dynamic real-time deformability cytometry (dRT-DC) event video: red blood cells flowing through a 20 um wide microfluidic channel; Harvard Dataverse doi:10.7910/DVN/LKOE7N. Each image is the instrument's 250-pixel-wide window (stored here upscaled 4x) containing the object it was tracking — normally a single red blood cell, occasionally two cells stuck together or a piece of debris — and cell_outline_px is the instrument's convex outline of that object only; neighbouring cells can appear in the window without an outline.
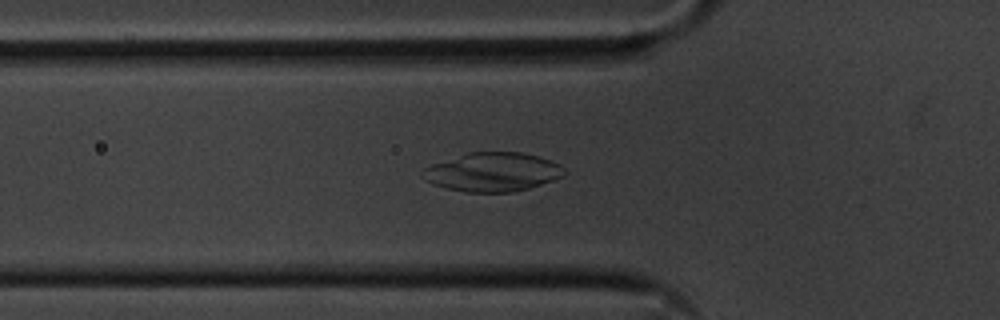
{"species": "common noctule bat (a hibernating species)", "species_latin": "Nyctalus noctula", "temperature_condition": "cold", "stored_images_in_passage": 48, "camera_frame_rate_fps": 3000, "um_per_image_px": 0.085, "animal": {"sex": "male", "body_mass_g": 20.1, "forearm_length_mm": 53.5}, "frame": {"image": 1, "passage_image": 18, "time_ms": 5.667, "image_size_px": [1000, 320], "cell_outline_px": [[568, 172], [564, 176], [528, 188], [512, 192], [464, 192], [432, 184], [424, 180], [420, 176], [420, 172], [424, 168], [432, 164], [468, 152], [520, 152], [540, 156], [552, 160], [560, 164]], "centroid_in_image_um": [41.87, 14.61], "position_along_channel_um": 83.9, "area_um2": 32.31}}
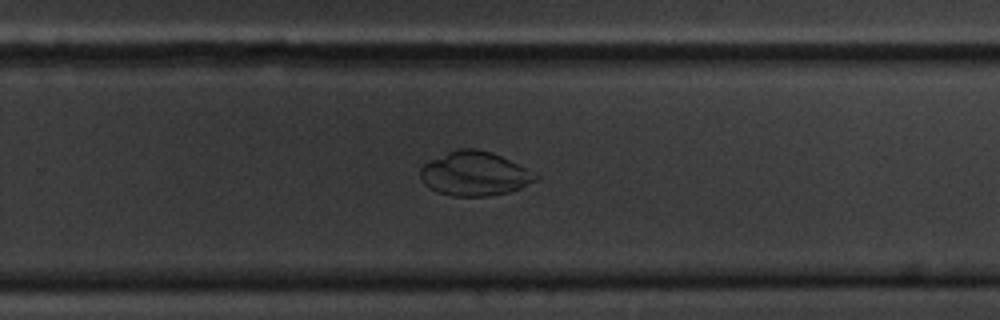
{"frame": {"image": 2, "passage_image": 35, "time_ms": 11.333, "image_size_px": [1000, 320], "cell_outline_px": [[540, 176], [536, 180], [520, 188], [508, 192], [488, 196], [452, 196], [436, 192], [428, 188], [420, 180], [420, 168], [424, 164], [456, 148], [476, 148], [492, 152]], "centroid_in_image_um": [40.29, 14.77], "position_along_channel_um": 289.5, "area_um2": 29.48}}
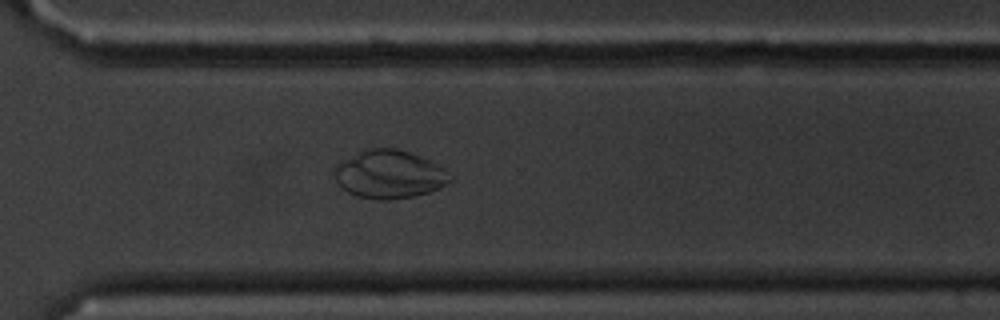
{"frame": {"image": 3, "passage_image": 39, "time_ms": 12.667, "image_size_px": [1000, 320], "cell_outline_px": [[456, 180], [432, 192], [412, 196], [388, 200], [356, 196], [348, 192], [336, 180], [336, 168], [340, 164], [364, 148], [396, 148], [408, 152], [428, 160], [452, 176]], "centroid_in_image_um": [33.15, 14.83], "position_along_channel_um": 337.5, "area_um2": 31.85}}